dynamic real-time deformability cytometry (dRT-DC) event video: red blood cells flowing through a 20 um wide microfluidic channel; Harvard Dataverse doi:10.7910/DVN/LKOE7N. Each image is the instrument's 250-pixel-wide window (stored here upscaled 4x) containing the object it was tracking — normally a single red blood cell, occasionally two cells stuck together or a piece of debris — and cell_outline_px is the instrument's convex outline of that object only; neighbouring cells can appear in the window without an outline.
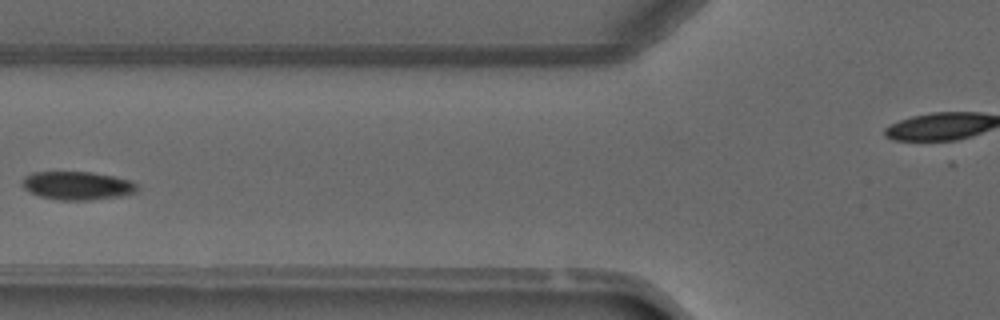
{"species": "common noctule bat (a hibernating species)", "species_latin": "Nyctalus noctula", "temperature_condition": "warm", "stored_images_in_passage": 4, "camera_frame_rate_fps": 3000, "um_per_image_px": 0.085, "animal": {"sex": "male", "forearm_length_mm": 52.5}, "frame": {"image": 1, "passage_image": 4, "time_ms": 3.667, "image_size_px": [1000, 320], "cell_outline_px": [[136, 188], [132, 192], [120, 196], [92, 200], [60, 200], [40, 196], [28, 192], [24, 188], [24, 176], [32, 172], [92, 172], [132, 180], [136, 184]], "centroid_in_image_um": [6.54, 15.77], "position_along_channel_um": 119.3, "area_um2": 18.79}}